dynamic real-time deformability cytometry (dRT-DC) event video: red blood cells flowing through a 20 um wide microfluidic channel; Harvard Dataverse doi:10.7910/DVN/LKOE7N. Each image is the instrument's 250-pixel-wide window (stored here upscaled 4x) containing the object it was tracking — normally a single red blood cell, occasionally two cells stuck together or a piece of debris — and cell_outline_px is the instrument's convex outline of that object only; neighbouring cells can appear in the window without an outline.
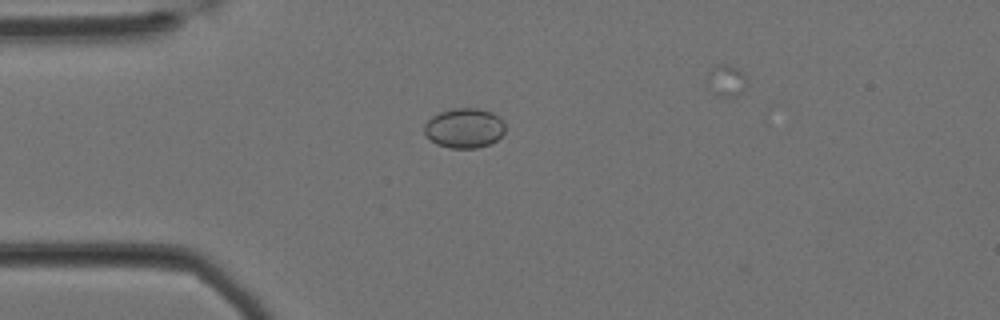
{"species": "Egyptian fruit bat (a non-hibernating species)", "species_latin": "Rousettus aegyptiacus", "temperature_condition": "cold", "stored_images_in_passage": 39, "camera_frame_rate_fps": 3000, "um_per_image_px": 0.085, "animal": {"sex": "female"}, "frame": {"image": 1, "passage_image": 3, "time_ms": 0.667, "image_size_px": [1000, 320], "cell_outline_px": [[504, 132], [496, 140], [488, 144], [476, 148], [452, 148], [436, 144], [424, 132], [424, 124], [432, 116], [440, 112], [452, 108], [476, 108], [492, 112], [504, 124]], "centroid_in_image_um": [39.44, 10.88], "position_along_channel_um": 45.6, "area_um2": 18.5}}
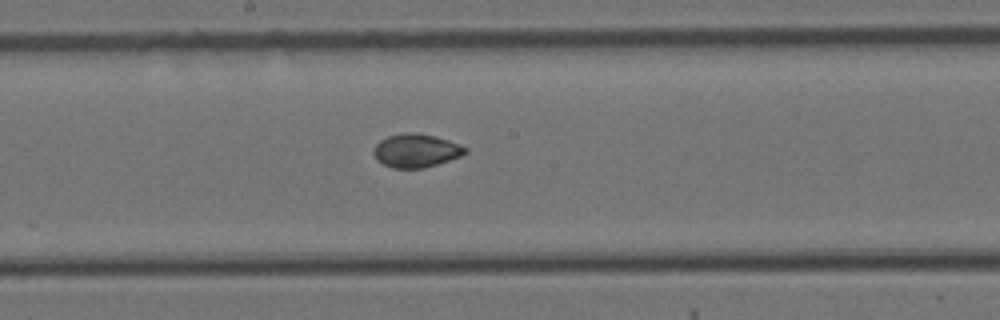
{"frame": {"image": 2, "passage_image": 19, "time_ms": 6.0, "image_size_px": [1000, 320], "cell_outline_px": [[468, 152], [460, 156], [424, 168], [392, 168], [376, 160], [372, 152], [376, 144], [380, 140], [388, 136], [404, 132], [416, 132], [436, 136], [460, 144], [468, 148]], "centroid_in_image_um": [35.35, 12.79], "position_along_channel_um": 212.8, "area_um2": 17.98}}
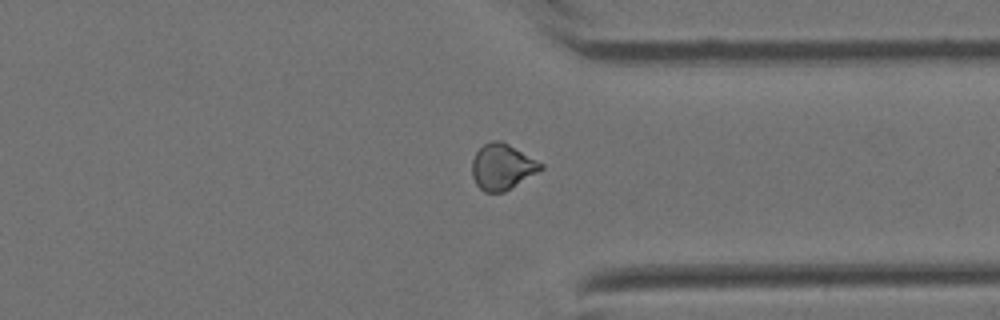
{"frame": {"image": 3, "passage_image": 33, "time_ms": 10.667, "image_size_px": [1000, 320], "cell_outline_px": [[544, 168], [504, 192], [484, 192], [476, 184], [472, 176], [472, 160], [476, 152], [484, 144], [492, 140], [500, 140], [508, 144], [544, 164]], "centroid_in_image_um": [42.67, 14.18], "position_along_channel_um": 368.7, "area_um2": 18.21}}